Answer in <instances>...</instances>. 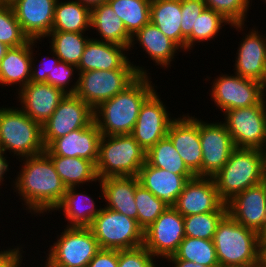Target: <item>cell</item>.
I'll return each instance as SVG.
<instances>
[{"mask_svg":"<svg viewBox=\"0 0 266 267\" xmlns=\"http://www.w3.org/2000/svg\"><path fill=\"white\" fill-rule=\"evenodd\" d=\"M167 136L187 168L202 177V148L199 137V118L183 114L171 122Z\"/></svg>","mask_w":266,"mask_h":267,"instance_id":"e0dca14e","label":"cell"},{"mask_svg":"<svg viewBox=\"0 0 266 267\" xmlns=\"http://www.w3.org/2000/svg\"><path fill=\"white\" fill-rule=\"evenodd\" d=\"M207 8L221 14L235 28L241 32L245 30L247 15L249 12L250 0H203Z\"/></svg>","mask_w":266,"mask_h":267,"instance_id":"ab89813d","label":"cell"},{"mask_svg":"<svg viewBox=\"0 0 266 267\" xmlns=\"http://www.w3.org/2000/svg\"><path fill=\"white\" fill-rule=\"evenodd\" d=\"M166 261L170 264L172 263V267H207L192 261L178 259L175 255L168 257Z\"/></svg>","mask_w":266,"mask_h":267,"instance_id":"c3c4849f","label":"cell"},{"mask_svg":"<svg viewBox=\"0 0 266 267\" xmlns=\"http://www.w3.org/2000/svg\"><path fill=\"white\" fill-rule=\"evenodd\" d=\"M101 249L124 250L143 245L144 230L120 212L102 207L89 226Z\"/></svg>","mask_w":266,"mask_h":267,"instance_id":"52a82bcc","label":"cell"},{"mask_svg":"<svg viewBox=\"0 0 266 267\" xmlns=\"http://www.w3.org/2000/svg\"><path fill=\"white\" fill-rule=\"evenodd\" d=\"M107 2L122 20L131 37L150 23L151 0H108Z\"/></svg>","mask_w":266,"mask_h":267,"instance_id":"836d02e7","label":"cell"},{"mask_svg":"<svg viewBox=\"0 0 266 267\" xmlns=\"http://www.w3.org/2000/svg\"><path fill=\"white\" fill-rule=\"evenodd\" d=\"M211 96L221 113L231 109L261 104L263 96L258 81L234 74L221 73L212 81Z\"/></svg>","mask_w":266,"mask_h":267,"instance_id":"8fae6325","label":"cell"},{"mask_svg":"<svg viewBox=\"0 0 266 267\" xmlns=\"http://www.w3.org/2000/svg\"><path fill=\"white\" fill-rule=\"evenodd\" d=\"M91 29L100 37L97 41L108 42L129 49L132 37L128 34L122 20L117 16L108 2L91 9Z\"/></svg>","mask_w":266,"mask_h":267,"instance_id":"f1b7e54d","label":"cell"},{"mask_svg":"<svg viewBox=\"0 0 266 267\" xmlns=\"http://www.w3.org/2000/svg\"><path fill=\"white\" fill-rule=\"evenodd\" d=\"M29 38L23 33L10 3L0 2V42L8 47L24 45Z\"/></svg>","mask_w":266,"mask_h":267,"instance_id":"60d3db41","label":"cell"},{"mask_svg":"<svg viewBox=\"0 0 266 267\" xmlns=\"http://www.w3.org/2000/svg\"><path fill=\"white\" fill-rule=\"evenodd\" d=\"M146 154L131 134L102 135L96 162L98 178L138 176Z\"/></svg>","mask_w":266,"mask_h":267,"instance_id":"8992f818","label":"cell"},{"mask_svg":"<svg viewBox=\"0 0 266 267\" xmlns=\"http://www.w3.org/2000/svg\"><path fill=\"white\" fill-rule=\"evenodd\" d=\"M18 160L22 163L21 170L17 172L11 186L13 192L18 194L16 196H20L19 200L21 199V204L26 207L25 210L35 214V217L38 214L41 217L40 214L53 212L62 201L67 188L55 170L51 158L44 152Z\"/></svg>","mask_w":266,"mask_h":267,"instance_id":"6da1fadb","label":"cell"},{"mask_svg":"<svg viewBox=\"0 0 266 267\" xmlns=\"http://www.w3.org/2000/svg\"><path fill=\"white\" fill-rule=\"evenodd\" d=\"M139 183L138 176H111L99 179L98 186L102 192V195L99 193V198L106 202V206H102L137 220L134 193Z\"/></svg>","mask_w":266,"mask_h":267,"instance_id":"cb8c5ba5","label":"cell"},{"mask_svg":"<svg viewBox=\"0 0 266 267\" xmlns=\"http://www.w3.org/2000/svg\"><path fill=\"white\" fill-rule=\"evenodd\" d=\"M12 0H0L2 3H10Z\"/></svg>","mask_w":266,"mask_h":267,"instance_id":"91938a15","label":"cell"},{"mask_svg":"<svg viewBox=\"0 0 266 267\" xmlns=\"http://www.w3.org/2000/svg\"><path fill=\"white\" fill-rule=\"evenodd\" d=\"M74 72L76 74L78 72L75 65L59 61V63L54 66L52 72L48 75L47 83L51 84L53 87L60 88L66 94H75L78 86V79L74 78ZM72 77L76 80L75 82H73Z\"/></svg>","mask_w":266,"mask_h":267,"instance_id":"b9f144b4","label":"cell"},{"mask_svg":"<svg viewBox=\"0 0 266 267\" xmlns=\"http://www.w3.org/2000/svg\"><path fill=\"white\" fill-rule=\"evenodd\" d=\"M79 76V77H78ZM139 74L135 69L92 70L78 72L75 95L95 109L128 87Z\"/></svg>","mask_w":266,"mask_h":267,"instance_id":"9c48e42d","label":"cell"},{"mask_svg":"<svg viewBox=\"0 0 266 267\" xmlns=\"http://www.w3.org/2000/svg\"><path fill=\"white\" fill-rule=\"evenodd\" d=\"M49 157L66 188L99 181L96 165L92 161L80 157Z\"/></svg>","mask_w":266,"mask_h":267,"instance_id":"1f68e13d","label":"cell"},{"mask_svg":"<svg viewBox=\"0 0 266 267\" xmlns=\"http://www.w3.org/2000/svg\"><path fill=\"white\" fill-rule=\"evenodd\" d=\"M10 161L7 160V156H6V152L0 150V186L2 185V183L5 181L4 180V175L9 172L10 168H9V163Z\"/></svg>","mask_w":266,"mask_h":267,"instance_id":"681fc988","label":"cell"},{"mask_svg":"<svg viewBox=\"0 0 266 267\" xmlns=\"http://www.w3.org/2000/svg\"><path fill=\"white\" fill-rule=\"evenodd\" d=\"M222 121L235 147L263 150L266 145V111L264 103L227 110Z\"/></svg>","mask_w":266,"mask_h":267,"instance_id":"30bf717a","label":"cell"},{"mask_svg":"<svg viewBox=\"0 0 266 267\" xmlns=\"http://www.w3.org/2000/svg\"><path fill=\"white\" fill-rule=\"evenodd\" d=\"M127 51V47L91 38L85 46L77 71L135 69L139 75H149L145 66H136L134 61L129 60Z\"/></svg>","mask_w":266,"mask_h":267,"instance_id":"ac0fdd59","label":"cell"},{"mask_svg":"<svg viewBox=\"0 0 266 267\" xmlns=\"http://www.w3.org/2000/svg\"><path fill=\"white\" fill-rule=\"evenodd\" d=\"M171 116L164 101L155 90L141 106L131 135L147 152L167 136L169 125L175 119Z\"/></svg>","mask_w":266,"mask_h":267,"instance_id":"9a60e30c","label":"cell"},{"mask_svg":"<svg viewBox=\"0 0 266 267\" xmlns=\"http://www.w3.org/2000/svg\"><path fill=\"white\" fill-rule=\"evenodd\" d=\"M181 0H151L150 22L182 49Z\"/></svg>","mask_w":266,"mask_h":267,"instance_id":"4dcf8cb0","label":"cell"},{"mask_svg":"<svg viewBox=\"0 0 266 267\" xmlns=\"http://www.w3.org/2000/svg\"><path fill=\"white\" fill-rule=\"evenodd\" d=\"M261 238H266V233L264 235H262Z\"/></svg>","mask_w":266,"mask_h":267,"instance_id":"be15d7a7","label":"cell"},{"mask_svg":"<svg viewBox=\"0 0 266 267\" xmlns=\"http://www.w3.org/2000/svg\"><path fill=\"white\" fill-rule=\"evenodd\" d=\"M76 1L80 2L81 4H83L84 6H87L90 9H92V8L98 6L99 4L107 2L108 0H76Z\"/></svg>","mask_w":266,"mask_h":267,"instance_id":"816d5d0a","label":"cell"},{"mask_svg":"<svg viewBox=\"0 0 266 267\" xmlns=\"http://www.w3.org/2000/svg\"><path fill=\"white\" fill-rule=\"evenodd\" d=\"M227 212H208L184 217L185 236L213 240L221 219Z\"/></svg>","mask_w":266,"mask_h":267,"instance_id":"f35d334b","label":"cell"},{"mask_svg":"<svg viewBox=\"0 0 266 267\" xmlns=\"http://www.w3.org/2000/svg\"><path fill=\"white\" fill-rule=\"evenodd\" d=\"M140 45L148 58H151L156 65L168 69L175 61L176 53L182 52V49L170 38L164 35L157 26L146 24L137 33L132 36L129 51L134 49V44ZM132 48V49H131Z\"/></svg>","mask_w":266,"mask_h":267,"instance_id":"484cf974","label":"cell"},{"mask_svg":"<svg viewBox=\"0 0 266 267\" xmlns=\"http://www.w3.org/2000/svg\"><path fill=\"white\" fill-rule=\"evenodd\" d=\"M101 132L93 122L90 126L74 130L54 139L45 149L48 156L80 157L92 161L98 159Z\"/></svg>","mask_w":266,"mask_h":267,"instance_id":"44dd1931","label":"cell"},{"mask_svg":"<svg viewBox=\"0 0 266 267\" xmlns=\"http://www.w3.org/2000/svg\"><path fill=\"white\" fill-rule=\"evenodd\" d=\"M57 0H12L10 5L23 33L30 40L41 39L51 32Z\"/></svg>","mask_w":266,"mask_h":267,"instance_id":"ffe728a7","label":"cell"},{"mask_svg":"<svg viewBox=\"0 0 266 267\" xmlns=\"http://www.w3.org/2000/svg\"><path fill=\"white\" fill-rule=\"evenodd\" d=\"M56 239L45 256L56 267H87L101 249L89 227H66Z\"/></svg>","mask_w":266,"mask_h":267,"instance_id":"ba28073f","label":"cell"},{"mask_svg":"<svg viewBox=\"0 0 266 267\" xmlns=\"http://www.w3.org/2000/svg\"><path fill=\"white\" fill-rule=\"evenodd\" d=\"M23 245H17L15 247H8L7 249H3L0 251V267H21L25 265L22 261L24 256L22 254L25 253L23 251ZM22 249V250H21ZM24 252V253H23ZM23 257V258H22Z\"/></svg>","mask_w":266,"mask_h":267,"instance_id":"bcb514c9","label":"cell"},{"mask_svg":"<svg viewBox=\"0 0 266 267\" xmlns=\"http://www.w3.org/2000/svg\"><path fill=\"white\" fill-rule=\"evenodd\" d=\"M260 260L263 267H266V238L260 239Z\"/></svg>","mask_w":266,"mask_h":267,"instance_id":"f907efd6","label":"cell"},{"mask_svg":"<svg viewBox=\"0 0 266 267\" xmlns=\"http://www.w3.org/2000/svg\"><path fill=\"white\" fill-rule=\"evenodd\" d=\"M150 75H139L128 87L94 109V122L102 135L131 134L141 106L156 90Z\"/></svg>","mask_w":266,"mask_h":267,"instance_id":"7a4b0ae2","label":"cell"},{"mask_svg":"<svg viewBox=\"0 0 266 267\" xmlns=\"http://www.w3.org/2000/svg\"><path fill=\"white\" fill-rule=\"evenodd\" d=\"M9 48L10 47H8L6 44L0 42V61L5 56V54Z\"/></svg>","mask_w":266,"mask_h":267,"instance_id":"11a10c76","label":"cell"},{"mask_svg":"<svg viewBox=\"0 0 266 267\" xmlns=\"http://www.w3.org/2000/svg\"><path fill=\"white\" fill-rule=\"evenodd\" d=\"M263 154H264V159H265V164H266V145H265V147L263 149Z\"/></svg>","mask_w":266,"mask_h":267,"instance_id":"680465c9","label":"cell"},{"mask_svg":"<svg viewBox=\"0 0 266 267\" xmlns=\"http://www.w3.org/2000/svg\"><path fill=\"white\" fill-rule=\"evenodd\" d=\"M90 29V8L76 0H57L51 31L86 33Z\"/></svg>","mask_w":266,"mask_h":267,"instance_id":"f546056e","label":"cell"},{"mask_svg":"<svg viewBox=\"0 0 266 267\" xmlns=\"http://www.w3.org/2000/svg\"><path fill=\"white\" fill-rule=\"evenodd\" d=\"M260 87H261V93L262 96L266 94V67L264 69L263 75L261 80L259 81Z\"/></svg>","mask_w":266,"mask_h":267,"instance_id":"f5cc1de1","label":"cell"},{"mask_svg":"<svg viewBox=\"0 0 266 267\" xmlns=\"http://www.w3.org/2000/svg\"><path fill=\"white\" fill-rule=\"evenodd\" d=\"M156 259L144 245L118 250V267H159Z\"/></svg>","mask_w":266,"mask_h":267,"instance_id":"ee69618b","label":"cell"},{"mask_svg":"<svg viewBox=\"0 0 266 267\" xmlns=\"http://www.w3.org/2000/svg\"><path fill=\"white\" fill-rule=\"evenodd\" d=\"M250 2H251V3H250V6H252V2H253V1L250 0ZM263 2L266 3V0H263Z\"/></svg>","mask_w":266,"mask_h":267,"instance_id":"6125c7cd","label":"cell"},{"mask_svg":"<svg viewBox=\"0 0 266 267\" xmlns=\"http://www.w3.org/2000/svg\"><path fill=\"white\" fill-rule=\"evenodd\" d=\"M146 161L156 168L169 170L182 176H195L184 164L173 143L168 136L146 152Z\"/></svg>","mask_w":266,"mask_h":267,"instance_id":"e575fe53","label":"cell"},{"mask_svg":"<svg viewBox=\"0 0 266 267\" xmlns=\"http://www.w3.org/2000/svg\"><path fill=\"white\" fill-rule=\"evenodd\" d=\"M36 43H38L37 40H31V49H32L33 53H32V57H31L32 64H31V77H30V82H34V83H47V77H48V75L52 72L54 66H56L59 63L60 59L53 52V50L51 49L49 51H50V55L52 53V55H51L52 58L51 57H48V56H46V57L44 56V58L41 59L43 61L40 62V65H35V64H37V63H35V62H37V60H35L34 58H36V57H33V56L36 55V53H34V50H35L34 48L37 47ZM47 57L50 58V59H48ZM44 61H45V63H43Z\"/></svg>","mask_w":266,"mask_h":267,"instance_id":"f6af8a7d","label":"cell"},{"mask_svg":"<svg viewBox=\"0 0 266 267\" xmlns=\"http://www.w3.org/2000/svg\"><path fill=\"white\" fill-rule=\"evenodd\" d=\"M206 4L203 0H181V30L182 50L186 53V39L195 28L196 18L204 11Z\"/></svg>","mask_w":266,"mask_h":267,"instance_id":"7bdbcfd3","label":"cell"},{"mask_svg":"<svg viewBox=\"0 0 266 267\" xmlns=\"http://www.w3.org/2000/svg\"><path fill=\"white\" fill-rule=\"evenodd\" d=\"M195 176H182L151 166L147 161L139 171L141 185L167 205L174 206L185 184Z\"/></svg>","mask_w":266,"mask_h":267,"instance_id":"d4e9b609","label":"cell"},{"mask_svg":"<svg viewBox=\"0 0 266 267\" xmlns=\"http://www.w3.org/2000/svg\"><path fill=\"white\" fill-rule=\"evenodd\" d=\"M255 27L244 33L235 57L234 73L243 78L260 81L266 67V33Z\"/></svg>","mask_w":266,"mask_h":267,"instance_id":"603a6c76","label":"cell"},{"mask_svg":"<svg viewBox=\"0 0 266 267\" xmlns=\"http://www.w3.org/2000/svg\"><path fill=\"white\" fill-rule=\"evenodd\" d=\"M45 149L41 124L20 107L0 108V150L18 160L44 153Z\"/></svg>","mask_w":266,"mask_h":267,"instance_id":"277c9868","label":"cell"},{"mask_svg":"<svg viewBox=\"0 0 266 267\" xmlns=\"http://www.w3.org/2000/svg\"><path fill=\"white\" fill-rule=\"evenodd\" d=\"M85 33L51 31L48 38L50 49L59 57L60 61L78 66L84 49L92 37ZM51 37V38H50Z\"/></svg>","mask_w":266,"mask_h":267,"instance_id":"d6a6232c","label":"cell"},{"mask_svg":"<svg viewBox=\"0 0 266 267\" xmlns=\"http://www.w3.org/2000/svg\"><path fill=\"white\" fill-rule=\"evenodd\" d=\"M44 262H45L44 263L45 265L43 264V267H56V266L52 265L47 259Z\"/></svg>","mask_w":266,"mask_h":267,"instance_id":"9f6ffc18","label":"cell"},{"mask_svg":"<svg viewBox=\"0 0 266 267\" xmlns=\"http://www.w3.org/2000/svg\"><path fill=\"white\" fill-rule=\"evenodd\" d=\"M78 187H68L60 204L54 212L62 211L67 225L64 227H89L93 219L100 213L102 206L97 208L96 201L86 191L78 193ZM77 190V191H76ZM84 193V194H83ZM56 210V211H55Z\"/></svg>","mask_w":266,"mask_h":267,"instance_id":"83f0119b","label":"cell"},{"mask_svg":"<svg viewBox=\"0 0 266 267\" xmlns=\"http://www.w3.org/2000/svg\"><path fill=\"white\" fill-rule=\"evenodd\" d=\"M227 213L260 236L266 233V186L262 182L236 194L227 203Z\"/></svg>","mask_w":266,"mask_h":267,"instance_id":"d6986e66","label":"cell"},{"mask_svg":"<svg viewBox=\"0 0 266 267\" xmlns=\"http://www.w3.org/2000/svg\"><path fill=\"white\" fill-rule=\"evenodd\" d=\"M266 94L263 95V103H264V107H265V111H266V98H265Z\"/></svg>","mask_w":266,"mask_h":267,"instance_id":"6f0895ef","label":"cell"},{"mask_svg":"<svg viewBox=\"0 0 266 267\" xmlns=\"http://www.w3.org/2000/svg\"><path fill=\"white\" fill-rule=\"evenodd\" d=\"M225 25L232 24L221 14L206 7L196 18L195 28H192L191 35L186 39V53L193 50L197 43L200 45V42L208 43L215 39Z\"/></svg>","mask_w":266,"mask_h":267,"instance_id":"d590c367","label":"cell"},{"mask_svg":"<svg viewBox=\"0 0 266 267\" xmlns=\"http://www.w3.org/2000/svg\"><path fill=\"white\" fill-rule=\"evenodd\" d=\"M134 196L137 222L143 230L147 229L169 207L140 183L136 186Z\"/></svg>","mask_w":266,"mask_h":267,"instance_id":"74e56055","label":"cell"},{"mask_svg":"<svg viewBox=\"0 0 266 267\" xmlns=\"http://www.w3.org/2000/svg\"><path fill=\"white\" fill-rule=\"evenodd\" d=\"M265 170L263 150L236 147L212 178L220 198L227 203L236 194L262 183Z\"/></svg>","mask_w":266,"mask_h":267,"instance_id":"3957f363","label":"cell"},{"mask_svg":"<svg viewBox=\"0 0 266 267\" xmlns=\"http://www.w3.org/2000/svg\"><path fill=\"white\" fill-rule=\"evenodd\" d=\"M32 53L30 39L24 45L7 50L0 61V86H19L17 93L30 82Z\"/></svg>","mask_w":266,"mask_h":267,"instance_id":"4316f807","label":"cell"},{"mask_svg":"<svg viewBox=\"0 0 266 267\" xmlns=\"http://www.w3.org/2000/svg\"><path fill=\"white\" fill-rule=\"evenodd\" d=\"M20 108L37 123H44L51 117L59 103L67 95L60 88L48 83L29 82L17 92Z\"/></svg>","mask_w":266,"mask_h":267,"instance_id":"7402d4cb","label":"cell"},{"mask_svg":"<svg viewBox=\"0 0 266 267\" xmlns=\"http://www.w3.org/2000/svg\"><path fill=\"white\" fill-rule=\"evenodd\" d=\"M185 237L184 217L169 206L147 229L143 245L163 261L174 255Z\"/></svg>","mask_w":266,"mask_h":267,"instance_id":"4fadbf2b","label":"cell"},{"mask_svg":"<svg viewBox=\"0 0 266 267\" xmlns=\"http://www.w3.org/2000/svg\"><path fill=\"white\" fill-rule=\"evenodd\" d=\"M230 267H263L261 260L253 262V263H248L244 265H237V266H230Z\"/></svg>","mask_w":266,"mask_h":267,"instance_id":"db71d44e","label":"cell"},{"mask_svg":"<svg viewBox=\"0 0 266 267\" xmlns=\"http://www.w3.org/2000/svg\"><path fill=\"white\" fill-rule=\"evenodd\" d=\"M260 239L257 232L239 224L227 213L219 222L213 238L219 266L259 261Z\"/></svg>","mask_w":266,"mask_h":267,"instance_id":"5b68a950","label":"cell"},{"mask_svg":"<svg viewBox=\"0 0 266 267\" xmlns=\"http://www.w3.org/2000/svg\"><path fill=\"white\" fill-rule=\"evenodd\" d=\"M173 207L183 217L208 212H227L226 203L220 198L213 178L198 176L185 184Z\"/></svg>","mask_w":266,"mask_h":267,"instance_id":"2e32d148","label":"cell"},{"mask_svg":"<svg viewBox=\"0 0 266 267\" xmlns=\"http://www.w3.org/2000/svg\"><path fill=\"white\" fill-rule=\"evenodd\" d=\"M93 122L94 109L75 94H67L42 125L44 145L47 147L54 139L88 127Z\"/></svg>","mask_w":266,"mask_h":267,"instance_id":"7c38bea8","label":"cell"},{"mask_svg":"<svg viewBox=\"0 0 266 267\" xmlns=\"http://www.w3.org/2000/svg\"><path fill=\"white\" fill-rule=\"evenodd\" d=\"M199 137L202 148V177H214L228 161L236 148L225 124L199 120Z\"/></svg>","mask_w":266,"mask_h":267,"instance_id":"5bb4252c","label":"cell"},{"mask_svg":"<svg viewBox=\"0 0 266 267\" xmlns=\"http://www.w3.org/2000/svg\"><path fill=\"white\" fill-rule=\"evenodd\" d=\"M263 183L265 184L266 186V170H265V173H264V179H263Z\"/></svg>","mask_w":266,"mask_h":267,"instance_id":"94428289","label":"cell"},{"mask_svg":"<svg viewBox=\"0 0 266 267\" xmlns=\"http://www.w3.org/2000/svg\"><path fill=\"white\" fill-rule=\"evenodd\" d=\"M87 267H118V250L100 249Z\"/></svg>","mask_w":266,"mask_h":267,"instance_id":"7dc6e473","label":"cell"},{"mask_svg":"<svg viewBox=\"0 0 266 267\" xmlns=\"http://www.w3.org/2000/svg\"><path fill=\"white\" fill-rule=\"evenodd\" d=\"M174 255L178 259L207 267H220L213 240L185 236Z\"/></svg>","mask_w":266,"mask_h":267,"instance_id":"8d00e7d4","label":"cell"}]
</instances>
